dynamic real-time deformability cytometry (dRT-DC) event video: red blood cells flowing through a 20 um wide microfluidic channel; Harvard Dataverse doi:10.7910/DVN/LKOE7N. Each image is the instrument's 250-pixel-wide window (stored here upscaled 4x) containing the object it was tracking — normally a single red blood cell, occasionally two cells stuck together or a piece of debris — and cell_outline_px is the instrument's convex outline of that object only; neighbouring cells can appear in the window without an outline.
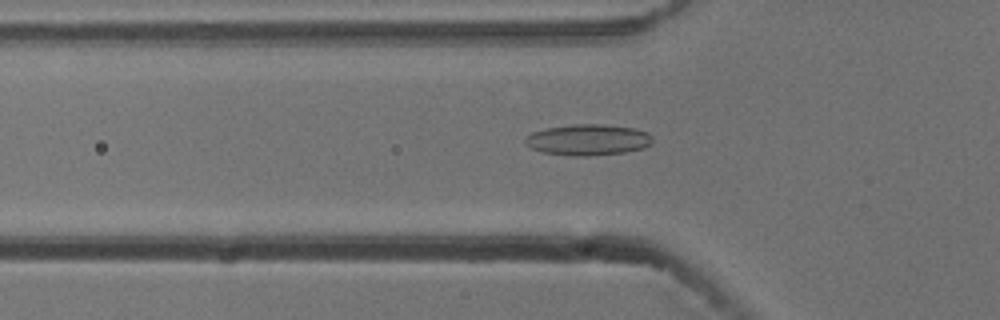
{"species": "common noctule bat (a hibernating species)", "species_latin": "Nyctalus noctula", "temperature_condition": "cold", "stored_images_in_passage": 54, "camera_frame_rate_fps": 3000, "um_per_image_px": 0.085, "animal": {"sex": "male", "body_mass_g": 13.3}, "frame": {"image": 1, "passage_image": 18, "time_ms": 5.667, "image_size_px": [1000, 320], "cell_outline_px": [[652, 144], [644, 148], [624, 152], [588, 156], [572, 156], [544, 152], [532, 148], [524, 144], [524, 140], [532, 132], [544, 128], [572, 124], [604, 124], [636, 128], [648, 132], [652, 136]], "centroid_in_image_um": [50.0, 11.87], "position_along_channel_um": 75.8, "area_um2": 23.24}}
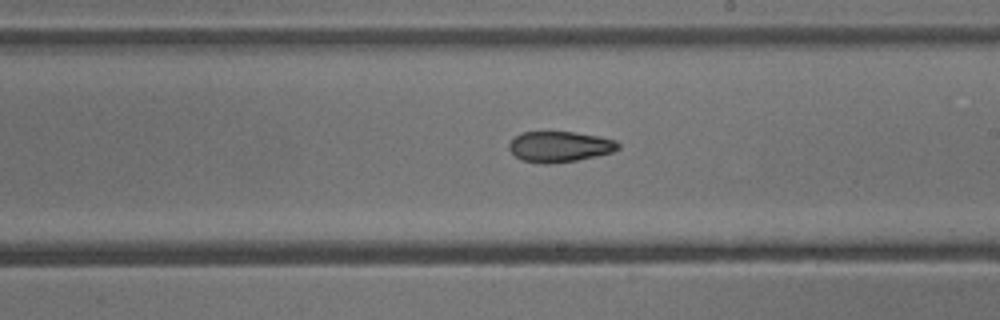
{"frame": {"image": 2, "passage_image": 31, "time_ms": 10.0, "image_size_px": [1000, 320], "cell_outline_px": [[620, 148], [612, 152], [596, 156], [576, 160], [548, 164], [540, 164], [520, 160], [508, 148], [508, 144], [520, 132], [572, 132], [596, 136], [616, 140], [620, 144]], "centroid_in_image_um": [47.55, 12.47], "position_along_channel_um": 241.4, "area_um2": 19.48}}
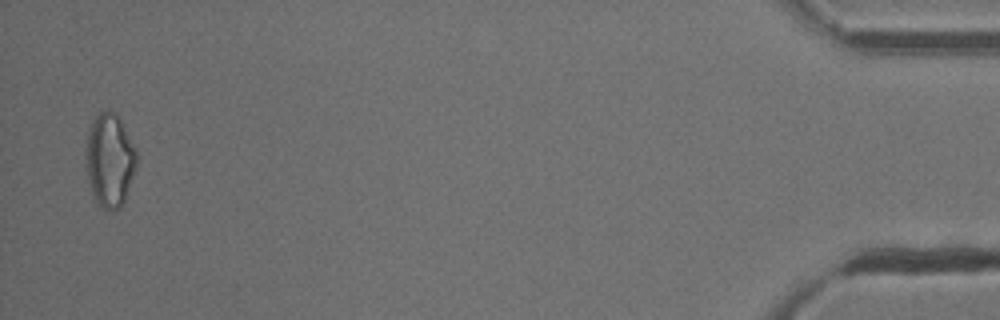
{"frame": {"image": 3, "passage_image": 53, "time_ms": 17.333, "image_size_px": [1000, 320], "cell_outline_px": [[136, 168], [124, 200], [120, 208], [116, 212], [108, 212], [96, 204], [92, 192], [88, 176], [88, 132], [92, 120], [100, 112], [116, 112], [120, 116], [136, 148]], "centroid_in_image_um": [9.37, 13.64], "position_along_channel_um": 425.8, "area_um2": 27.4}, "authors_computed_cell_mechanics": {"area_um2": 20.7502, "velocity_mm_per_s": 3.7934, "shape_relaxation_time_tau1_ms": null, "shape_relaxation_time_tau2_ms": 4.7632, "deformation_change_tau1": null, "deformation_change_tau2": 0.1212}}